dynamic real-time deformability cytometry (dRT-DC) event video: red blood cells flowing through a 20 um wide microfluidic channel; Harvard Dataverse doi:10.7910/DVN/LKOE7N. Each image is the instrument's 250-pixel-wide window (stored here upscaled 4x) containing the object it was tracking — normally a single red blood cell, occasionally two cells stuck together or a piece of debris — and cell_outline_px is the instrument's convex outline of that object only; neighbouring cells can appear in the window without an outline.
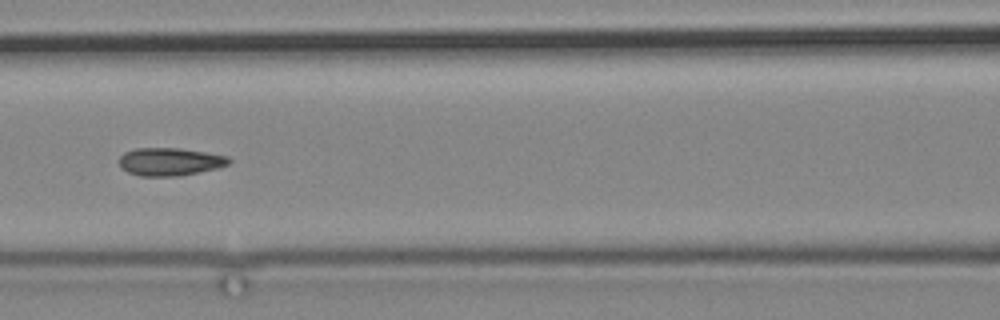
{"species": "common noctule bat (a hibernating species)", "species_latin": "Nyctalus noctula", "temperature_condition": "cold", "stored_images_in_passage": 12, "camera_frame_rate_fps": 3000, "um_per_image_px": 0.085, "animal": {"sex": "male", "body_mass_g": 19.2, "forearm_length_mm": 51.8}, "frame": {"image": 1, "passage_image": 12, "time_ms": 14.333, "image_size_px": [1000, 320], "cell_outline_px": [[232, 160], [228, 164], [216, 168], [180, 176], [140, 176], [128, 172], [120, 168], [120, 156], [124, 152], [136, 148], [180, 148], [228, 156]], "centroid_in_image_um": [14.42, 13.74], "position_along_channel_um": 152.2, "area_um2": 17.8}}